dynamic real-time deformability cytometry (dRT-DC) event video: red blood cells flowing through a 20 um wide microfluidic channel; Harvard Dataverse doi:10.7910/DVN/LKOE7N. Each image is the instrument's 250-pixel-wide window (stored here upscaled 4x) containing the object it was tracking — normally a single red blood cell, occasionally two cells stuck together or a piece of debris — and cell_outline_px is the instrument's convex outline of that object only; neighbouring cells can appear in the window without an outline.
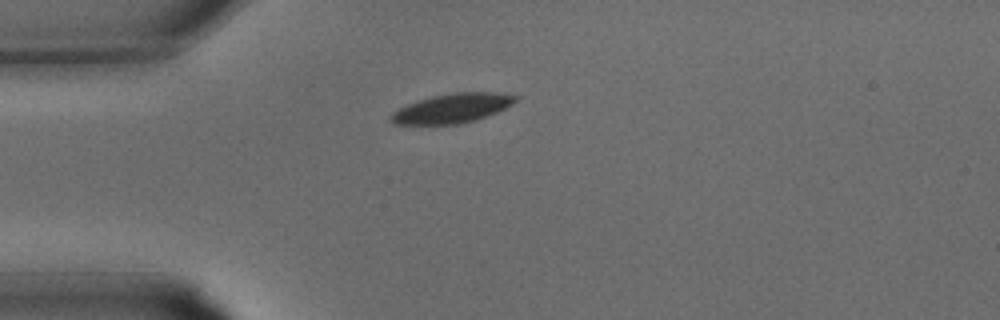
{"species": "common noctule bat (a hibernating species)", "species_latin": "Nyctalus noctula", "temperature_condition": "warm", "stored_images_in_passage": 25, "camera_frame_rate_fps": 3000, "um_per_image_px": 0.085, "animal": {"sex": "male", "body_mass_g": 15.6}, "frame": {"image": 1, "passage_image": 1, "time_ms": 0.0, "image_size_px": [1000, 320], "cell_outline_px": [[520, 100], [496, 112], [476, 120], [460, 124], [392, 124], [388, 120], [388, 116], [392, 112], [408, 104], [432, 96], [452, 92], [496, 92], [520, 96]], "centroid_in_image_um": [38.45, 9.2], "position_along_channel_um": 46.6, "area_um2": 21.44}}
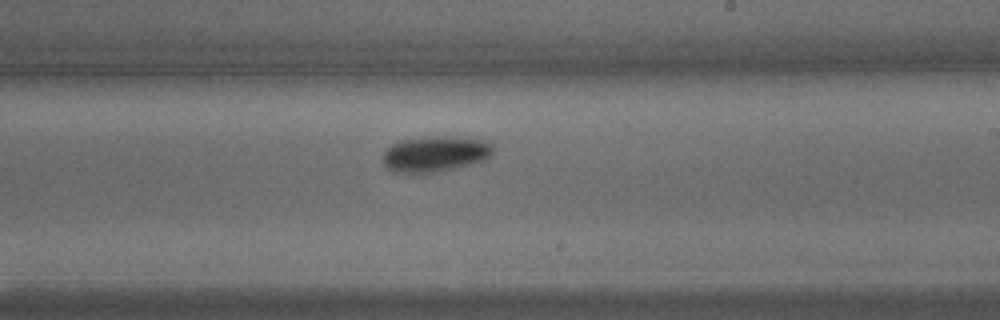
{"frame": {"image": 2, "passage_image": 12, "time_ms": 3.667, "image_size_px": [1000, 320], "cell_outline_px": [[492, 152], [484, 160], [436, 172], [412, 176], [392, 172], [384, 168], [384, 152], [392, 144], [400, 140], [436, 136], [448, 136], [484, 140], [492, 144]], "centroid_in_image_um": [36.9, 13.12], "position_along_channel_um": 252.1, "area_um2": 23.18}}
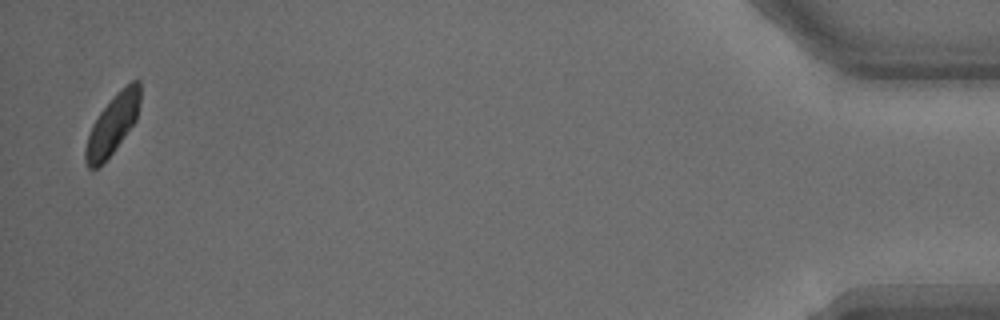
{"frame": {"image": 3, "passage_image": 25, "time_ms": 8.0, "image_size_px": [1000, 320], "cell_outline_px": [[140, 104], [136, 120], [116, 148], [96, 168], [88, 168], [84, 160], [84, 148], [92, 124], [100, 112], [116, 92], [120, 88], [132, 80], [140, 80]], "centroid_in_image_um": [9.57, 10.54], "position_along_channel_um": 425.6, "area_um2": 18.9}}